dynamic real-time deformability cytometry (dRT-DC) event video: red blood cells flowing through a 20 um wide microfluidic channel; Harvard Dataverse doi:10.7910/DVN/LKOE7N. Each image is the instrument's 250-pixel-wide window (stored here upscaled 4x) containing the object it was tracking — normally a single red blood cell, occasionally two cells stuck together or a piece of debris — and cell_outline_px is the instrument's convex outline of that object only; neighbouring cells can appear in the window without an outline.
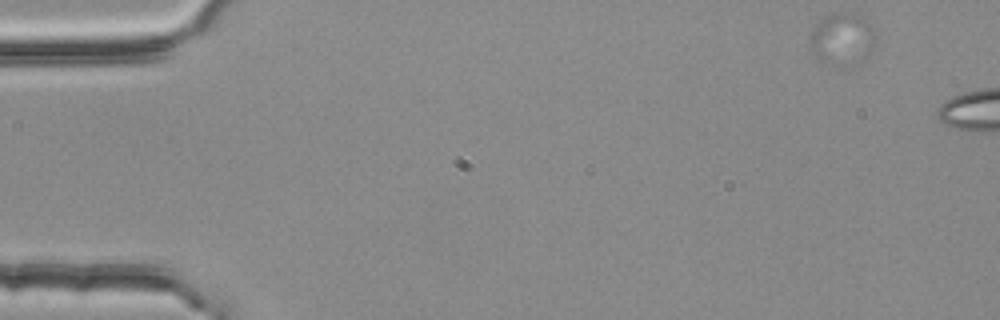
{"species": "common noctule bat (a hibernating species)", "species_latin": "Nyctalus noctula", "temperature_condition": "room temperature", "stored_images_in_passage": 7, "camera_frame_rate_fps": 3000, "um_per_image_px": 0.085, "animal": {"sex": "female", "body_mass_g": 25.1}, "frame": {"image": 1, "passage_image": 1, "time_ms": 0.0, "image_size_px": [1000, 320], "cell_outline_px": [[876, 48], [872, 52], [864, 56], [824, 60], [820, 60], [812, 52], [812, 28], [824, 16], [832, 12], [844, 12], [872, 24], [876, 28]], "centroid_in_image_um": [71.63, 3.15], "position_along_channel_um": 13.4, "area_um2": 18.15}}